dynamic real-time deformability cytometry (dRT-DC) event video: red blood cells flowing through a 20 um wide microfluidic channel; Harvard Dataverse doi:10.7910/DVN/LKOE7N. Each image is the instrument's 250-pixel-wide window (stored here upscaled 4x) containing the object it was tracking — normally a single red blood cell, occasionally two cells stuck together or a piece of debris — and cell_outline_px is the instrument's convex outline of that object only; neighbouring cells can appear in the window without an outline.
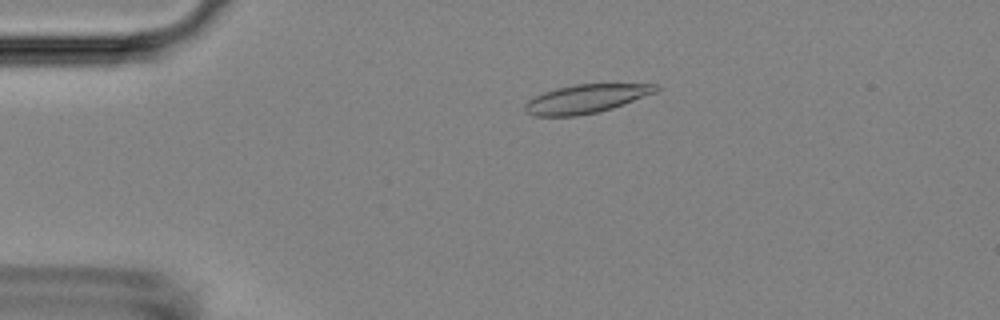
{"species": "Egyptian fruit bat (a non-hibernating species)", "species_latin": "Rousettus aegyptiacus", "temperature_condition": "room temperature", "stored_images_in_passage": 49, "camera_frame_rate_fps": 3000, "um_per_image_px": 0.085, "animal": {"sex": "female"}, "frame": {"image": 1, "passage_image": 6, "time_ms": 1.667, "image_size_px": [1000, 320], "cell_outline_px": [[660, 88], [656, 92], [612, 108], [596, 112], [576, 116], [532, 116], [524, 108], [524, 104], [528, 100], [544, 92], [556, 88], [576, 84], [656, 84]], "centroid_in_image_um": [49.79, 8.39], "position_along_channel_um": 35.2, "area_um2": 21.62}}
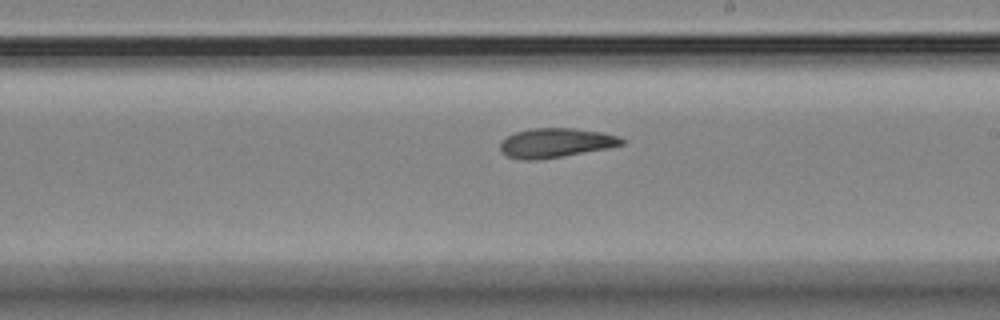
{"frame": {"image": 2, "passage_image": 26, "time_ms": 8.333, "image_size_px": [1000, 320], "cell_outline_px": [[624, 144], [608, 148], [536, 160], [524, 160], [508, 156], [500, 152], [500, 140], [516, 132], [532, 128], [576, 128], [600, 132], [620, 136], [624, 140]], "centroid_in_image_um": [47.22, 12.13], "position_along_channel_um": 241.8, "area_um2": 20.69}}
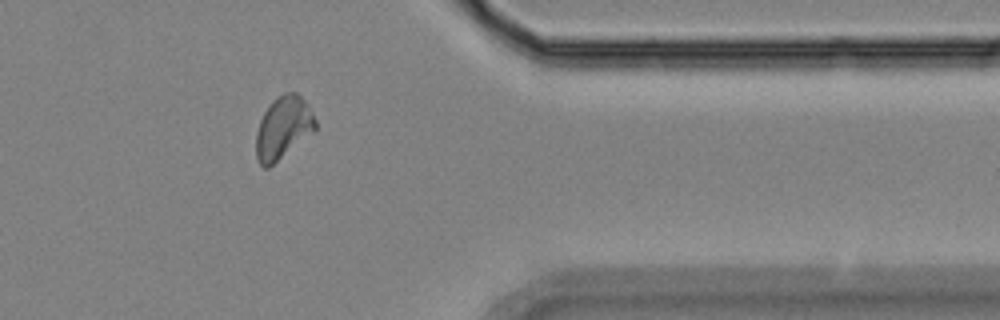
{"frame": {"image": 3, "passage_image": 39, "time_ms": 12.667, "image_size_px": [1000, 320], "cell_outline_px": [[316, 128], [268, 168], [264, 168], [256, 160], [256, 132], [260, 120], [264, 112], [272, 100], [276, 96], [284, 92], [296, 92], [308, 104], [316, 120]], "centroid_in_image_um": [24.04, 10.83], "position_along_channel_um": 387.4, "area_um2": 21.33}, "authors_computed_cell_mechanics": {"area_um2": 21.097, "velocity_mm_per_s": 3.6848, "shape_relaxation_time_tau1_ms": 4.3812, "shape_relaxation_time_tau2_ms": 2.8297, "deformation_change_tau1": 0.1361, "deformation_change_tau2": 0.0946}}